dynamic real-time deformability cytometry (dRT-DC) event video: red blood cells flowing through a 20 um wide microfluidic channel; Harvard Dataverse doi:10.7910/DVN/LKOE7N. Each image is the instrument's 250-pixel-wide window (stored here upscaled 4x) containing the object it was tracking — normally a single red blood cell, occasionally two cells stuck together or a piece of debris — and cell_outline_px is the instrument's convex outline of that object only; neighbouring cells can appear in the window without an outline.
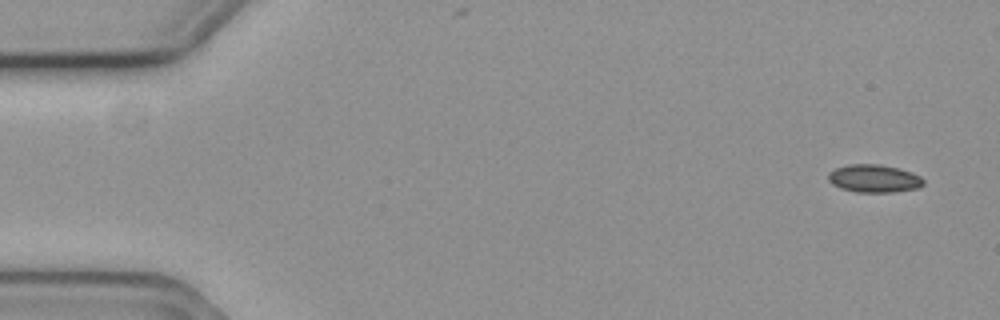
{"species": "common noctule bat (a hibernating species)", "species_latin": "Nyctalus noctula", "temperature_condition": "cold", "stored_images_in_passage": 5, "camera_frame_rate_fps": 3000, "um_per_image_px": 0.085, "animal": {"sex": "female", "body_mass_g": 19.3, "forearm_length_mm": 54.1}, "frame": {"image": 1, "passage_image": 1, "time_ms": 0.0, "image_size_px": [1000, 320], "cell_outline_px": [[924, 184], [920, 188], [896, 192], [856, 192], [840, 188], [832, 184], [828, 180], [828, 172], [836, 168], [848, 164], [880, 164], [912, 172], [920, 176], [924, 180]], "centroid_in_image_um": [74.3, 15.18], "position_along_channel_um": 10.7, "area_um2": 15.61}}
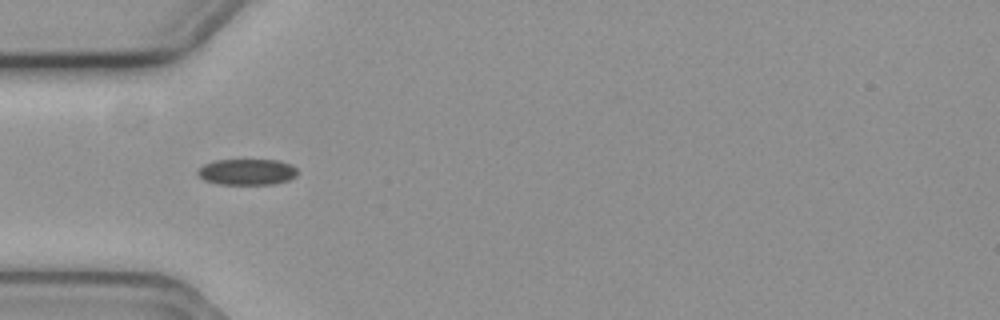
{"frame": {"image": 2, "passage_image": 4, "time_ms": 1.0, "image_size_px": [1000, 320], "cell_outline_px": [[296, 176], [288, 180], [276, 184], [216, 184], [204, 180], [196, 172], [204, 164], [216, 160], [280, 160], [292, 164], [296, 168]], "centroid_in_image_um": [21.01, 14.61], "position_along_channel_um": 64.0, "area_um2": 15.2}}
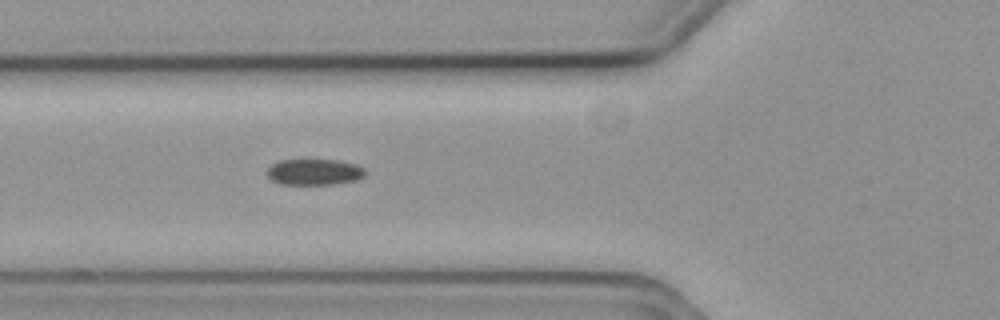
{"frame": {"image": 3, "passage_image": 5, "time_ms": 1.333, "image_size_px": [1000, 320], "cell_outline_px": [[364, 176], [356, 180], [332, 184], [280, 184], [272, 180], [268, 176], [268, 168], [272, 164], [280, 160], [304, 156], [340, 160], [356, 164], [364, 168]], "centroid_in_image_um": [26.69, 14.55], "position_along_channel_um": 99.1, "area_um2": 15.66}}